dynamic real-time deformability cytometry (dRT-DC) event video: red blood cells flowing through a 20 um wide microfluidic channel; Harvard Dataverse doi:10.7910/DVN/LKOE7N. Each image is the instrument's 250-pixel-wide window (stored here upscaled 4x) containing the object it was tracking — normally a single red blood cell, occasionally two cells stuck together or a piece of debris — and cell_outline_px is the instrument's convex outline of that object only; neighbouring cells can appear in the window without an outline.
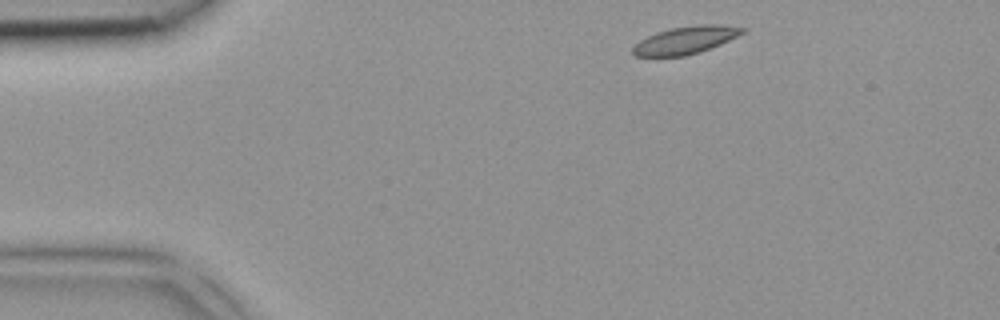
{"species": "common noctule bat (a hibernating species)", "species_latin": "Nyctalus noctula", "temperature_condition": "room temperature", "stored_images_in_passage": 4, "camera_frame_rate_fps": 3000, "um_per_image_px": 0.085, "animal": {"sex": "female", "body_mass_g": 18.4}, "frame": {"image": 1, "passage_image": 1, "time_ms": 0.0, "image_size_px": [1000, 320], "cell_outline_px": [[744, 32], [720, 44], [700, 52], [684, 56], [636, 56], [632, 52], [632, 48], [640, 40], [656, 32], [672, 28], [700, 24], [720, 24], [744, 28]], "centroid_in_image_um": [58.25, 3.41], "position_along_channel_um": 26.7, "area_um2": 17.34}}